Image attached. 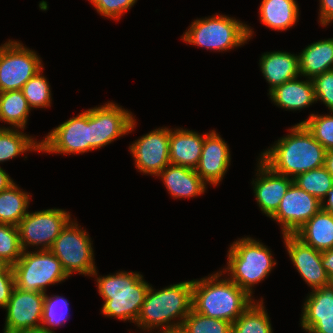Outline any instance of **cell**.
Here are the masks:
<instances>
[{"label": "cell", "instance_id": "1", "mask_svg": "<svg viewBox=\"0 0 333 333\" xmlns=\"http://www.w3.org/2000/svg\"><path fill=\"white\" fill-rule=\"evenodd\" d=\"M289 128V134L279 138L260 159L276 173L294 179L299 174L324 166L325 148L303 123Z\"/></svg>", "mask_w": 333, "mask_h": 333}, {"label": "cell", "instance_id": "2", "mask_svg": "<svg viewBox=\"0 0 333 333\" xmlns=\"http://www.w3.org/2000/svg\"><path fill=\"white\" fill-rule=\"evenodd\" d=\"M221 271L192 280V308L207 317L233 323L254 301ZM221 278V279H220Z\"/></svg>", "mask_w": 333, "mask_h": 333}, {"label": "cell", "instance_id": "3", "mask_svg": "<svg viewBox=\"0 0 333 333\" xmlns=\"http://www.w3.org/2000/svg\"><path fill=\"white\" fill-rule=\"evenodd\" d=\"M97 274L95 270L91 276H96L99 295L104 299L101 313L136 323L150 284L139 272L120 271L99 277Z\"/></svg>", "mask_w": 333, "mask_h": 333}, {"label": "cell", "instance_id": "4", "mask_svg": "<svg viewBox=\"0 0 333 333\" xmlns=\"http://www.w3.org/2000/svg\"><path fill=\"white\" fill-rule=\"evenodd\" d=\"M155 290L150 285L135 325L145 332L182 326L192 310V280Z\"/></svg>", "mask_w": 333, "mask_h": 333}, {"label": "cell", "instance_id": "5", "mask_svg": "<svg viewBox=\"0 0 333 333\" xmlns=\"http://www.w3.org/2000/svg\"><path fill=\"white\" fill-rule=\"evenodd\" d=\"M271 250L259 240L242 237L230 245L227 266L221 270L228 278L253 298V288L271 273L277 262Z\"/></svg>", "mask_w": 333, "mask_h": 333}, {"label": "cell", "instance_id": "6", "mask_svg": "<svg viewBox=\"0 0 333 333\" xmlns=\"http://www.w3.org/2000/svg\"><path fill=\"white\" fill-rule=\"evenodd\" d=\"M252 30L244 22L216 13L194 20L182 40L192 46L223 52L247 43L253 36Z\"/></svg>", "mask_w": 333, "mask_h": 333}, {"label": "cell", "instance_id": "7", "mask_svg": "<svg viewBox=\"0 0 333 333\" xmlns=\"http://www.w3.org/2000/svg\"><path fill=\"white\" fill-rule=\"evenodd\" d=\"M15 287L20 290L46 293L49 285L61 283L68 275L61 262L50 250L23 251L12 266Z\"/></svg>", "mask_w": 333, "mask_h": 333}, {"label": "cell", "instance_id": "8", "mask_svg": "<svg viewBox=\"0 0 333 333\" xmlns=\"http://www.w3.org/2000/svg\"><path fill=\"white\" fill-rule=\"evenodd\" d=\"M89 236L77 221L71 219L50 248L69 277L73 272L91 276L96 270L93 244Z\"/></svg>", "mask_w": 333, "mask_h": 333}, {"label": "cell", "instance_id": "9", "mask_svg": "<svg viewBox=\"0 0 333 333\" xmlns=\"http://www.w3.org/2000/svg\"><path fill=\"white\" fill-rule=\"evenodd\" d=\"M43 67L35 51L9 39L0 45V92L22 90L23 85Z\"/></svg>", "mask_w": 333, "mask_h": 333}, {"label": "cell", "instance_id": "10", "mask_svg": "<svg viewBox=\"0 0 333 333\" xmlns=\"http://www.w3.org/2000/svg\"><path fill=\"white\" fill-rule=\"evenodd\" d=\"M70 220L71 214L59 208L28 212L17 226L22 250H28L30 245L50 250Z\"/></svg>", "mask_w": 333, "mask_h": 333}, {"label": "cell", "instance_id": "11", "mask_svg": "<svg viewBox=\"0 0 333 333\" xmlns=\"http://www.w3.org/2000/svg\"><path fill=\"white\" fill-rule=\"evenodd\" d=\"M136 119L133 113L117 103L90 108L91 151L96 150L134 130Z\"/></svg>", "mask_w": 333, "mask_h": 333}, {"label": "cell", "instance_id": "12", "mask_svg": "<svg viewBox=\"0 0 333 333\" xmlns=\"http://www.w3.org/2000/svg\"><path fill=\"white\" fill-rule=\"evenodd\" d=\"M91 151L90 109L52 129L40 140V152L83 154Z\"/></svg>", "mask_w": 333, "mask_h": 333}, {"label": "cell", "instance_id": "13", "mask_svg": "<svg viewBox=\"0 0 333 333\" xmlns=\"http://www.w3.org/2000/svg\"><path fill=\"white\" fill-rule=\"evenodd\" d=\"M322 208V202L299 188L294 182L281 199L277 211L270 217L279 223L282 235L294 234Z\"/></svg>", "mask_w": 333, "mask_h": 333}, {"label": "cell", "instance_id": "14", "mask_svg": "<svg viewBox=\"0 0 333 333\" xmlns=\"http://www.w3.org/2000/svg\"><path fill=\"white\" fill-rule=\"evenodd\" d=\"M170 128L161 127L142 135L129 146L137 170L157 176L169 160Z\"/></svg>", "mask_w": 333, "mask_h": 333}, {"label": "cell", "instance_id": "15", "mask_svg": "<svg viewBox=\"0 0 333 333\" xmlns=\"http://www.w3.org/2000/svg\"><path fill=\"white\" fill-rule=\"evenodd\" d=\"M45 293L30 292L14 287L6 307L3 333L41 329Z\"/></svg>", "mask_w": 333, "mask_h": 333}, {"label": "cell", "instance_id": "16", "mask_svg": "<svg viewBox=\"0 0 333 333\" xmlns=\"http://www.w3.org/2000/svg\"><path fill=\"white\" fill-rule=\"evenodd\" d=\"M283 238L290 260L312 290L331 283L321 263V251L303 243L294 234H285Z\"/></svg>", "mask_w": 333, "mask_h": 333}, {"label": "cell", "instance_id": "17", "mask_svg": "<svg viewBox=\"0 0 333 333\" xmlns=\"http://www.w3.org/2000/svg\"><path fill=\"white\" fill-rule=\"evenodd\" d=\"M257 168L255 175L257 178L251 182L253 193L262 213L270 218L277 211L281 199L293 183V179L276 173L260 158Z\"/></svg>", "mask_w": 333, "mask_h": 333}, {"label": "cell", "instance_id": "18", "mask_svg": "<svg viewBox=\"0 0 333 333\" xmlns=\"http://www.w3.org/2000/svg\"><path fill=\"white\" fill-rule=\"evenodd\" d=\"M230 149L223 138L210 130L204 137L203 149L196 173L206 184L218 185L224 178L231 162Z\"/></svg>", "mask_w": 333, "mask_h": 333}, {"label": "cell", "instance_id": "19", "mask_svg": "<svg viewBox=\"0 0 333 333\" xmlns=\"http://www.w3.org/2000/svg\"><path fill=\"white\" fill-rule=\"evenodd\" d=\"M311 291L302 308V329L333 333V283Z\"/></svg>", "mask_w": 333, "mask_h": 333}, {"label": "cell", "instance_id": "20", "mask_svg": "<svg viewBox=\"0 0 333 333\" xmlns=\"http://www.w3.org/2000/svg\"><path fill=\"white\" fill-rule=\"evenodd\" d=\"M192 130L170 129L169 160L171 164L196 169L199 164L204 137Z\"/></svg>", "mask_w": 333, "mask_h": 333}, {"label": "cell", "instance_id": "21", "mask_svg": "<svg viewBox=\"0 0 333 333\" xmlns=\"http://www.w3.org/2000/svg\"><path fill=\"white\" fill-rule=\"evenodd\" d=\"M173 198H195L205 193L206 183L195 169L169 164L158 175Z\"/></svg>", "mask_w": 333, "mask_h": 333}, {"label": "cell", "instance_id": "22", "mask_svg": "<svg viewBox=\"0 0 333 333\" xmlns=\"http://www.w3.org/2000/svg\"><path fill=\"white\" fill-rule=\"evenodd\" d=\"M260 71L268 82L269 92L283 83L300 77L299 56L285 51L262 54Z\"/></svg>", "mask_w": 333, "mask_h": 333}, {"label": "cell", "instance_id": "23", "mask_svg": "<svg viewBox=\"0 0 333 333\" xmlns=\"http://www.w3.org/2000/svg\"><path fill=\"white\" fill-rule=\"evenodd\" d=\"M268 95L271 101L285 110H300L316 102L314 83L312 79L287 81L275 87Z\"/></svg>", "mask_w": 333, "mask_h": 333}, {"label": "cell", "instance_id": "24", "mask_svg": "<svg viewBox=\"0 0 333 333\" xmlns=\"http://www.w3.org/2000/svg\"><path fill=\"white\" fill-rule=\"evenodd\" d=\"M294 235L318 251L333 249V214L321 208Z\"/></svg>", "mask_w": 333, "mask_h": 333}, {"label": "cell", "instance_id": "25", "mask_svg": "<svg viewBox=\"0 0 333 333\" xmlns=\"http://www.w3.org/2000/svg\"><path fill=\"white\" fill-rule=\"evenodd\" d=\"M298 56L302 77L313 79L319 74L333 70V38L311 43Z\"/></svg>", "mask_w": 333, "mask_h": 333}, {"label": "cell", "instance_id": "26", "mask_svg": "<svg viewBox=\"0 0 333 333\" xmlns=\"http://www.w3.org/2000/svg\"><path fill=\"white\" fill-rule=\"evenodd\" d=\"M299 6L296 0H262L259 19L271 30L285 31L298 22Z\"/></svg>", "mask_w": 333, "mask_h": 333}, {"label": "cell", "instance_id": "27", "mask_svg": "<svg viewBox=\"0 0 333 333\" xmlns=\"http://www.w3.org/2000/svg\"><path fill=\"white\" fill-rule=\"evenodd\" d=\"M30 196L31 194L24 192L15 183L0 192V223L18 226L28 213Z\"/></svg>", "mask_w": 333, "mask_h": 333}, {"label": "cell", "instance_id": "28", "mask_svg": "<svg viewBox=\"0 0 333 333\" xmlns=\"http://www.w3.org/2000/svg\"><path fill=\"white\" fill-rule=\"evenodd\" d=\"M30 111L22 90L0 92V121L9 124V128H20L23 131Z\"/></svg>", "mask_w": 333, "mask_h": 333}, {"label": "cell", "instance_id": "29", "mask_svg": "<svg viewBox=\"0 0 333 333\" xmlns=\"http://www.w3.org/2000/svg\"><path fill=\"white\" fill-rule=\"evenodd\" d=\"M28 151L40 152V141L20 132V128L0 126V163L15 158Z\"/></svg>", "mask_w": 333, "mask_h": 333}, {"label": "cell", "instance_id": "30", "mask_svg": "<svg viewBox=\"0 0 333 333\" xmlns=\"http://www.w3.org/2000/svg\"><path fill=\"white\" fill-rule=\"evenodd\" d=\"M263 300L257 299L232 323V333H273Z\"/></svg>", "mask_w": 333, "mask_h": 333}, {"label": "cell", "instance_id": "31", "mask_svg": "<svg viewBox=\"0 0 333 333\" xmlns=\"http://www.w3.org/2000/svg\"><path fill=\"white\" fill-rule=\"evenodd\" d=\"M293 182L299 188L315 196L322 202L332 188L333 176L323 166L299 174L293 179Z\"/></svg>", "mask_w": 333, "mask_h": 333}, {"label": "cell", "instance_id": "32", "mask_svg": "<svg viewBox=\"0 0 333 333\" xmlns=\"http://www.w3.org/2000/svg\"><path fill=\"white\" fill-rule=\"evenodd\" d=\"M68 313L69 302L66 298L45 293L41 329L55 333V327L62 326L67 321Z\"/></svg>", "mask_w": 333, "mask_h": 333}, {"label": "cell", "instance_id": "33", "mask_svg": "<svg viewBox=\"0 0 333 333\" xmlns=\"http://www.w3.org/2000/svg\"><path fill=\"white\" fill-rule=\"evenodd\" d=\"M43 69L44 67L30 78L22 88L24 97L31 109H44L51 106V88L47 78L42 73Z\"/></svg>", "mask_w": 333, "mask_h": 333}, {"label": "cell", "instance_id": "34", "mask_svg": "<svg viewBox=\"0 0 333 333\" xmlns=\"http://www.w3.org/2000/svg\"><path fill=\"white\" fill-rule=\"evenodd\" d=\"M182 326L188 333H232V323L207 317L193 308L184 319Z\"/></svg>", "mask_w": 333, "mask_h": 333}, {"label": "cell", "instance_id": "35", "mask_svg": "<svg viewBox=\"0 0 333 333\" xmlns=\"http://www.w3.org/2000/svg\"><path fill=\"white\" fill-rule=\"evenodd\" d=\"M299 123L305 125L326 151L333 150V112H330V115L312 113Z\"/></svg>", "mask_w": 333, "mask_h": 333}, {"label": "cell", "instance_id": "36", "mask_svg": "<svg viewBox=\"0 0 333 333\" xmlns=\"http://www.w3.org/2000/svg\"><path fill=\"white\" fill-rule=\"evenodd\" d=\"M22 253L18 227L0 223V256L13 266Z\"/></svg>", "mask_w": 333, "mask_h": 333}, {"label": "cell", "instance_id": "37", "mask_svg": "<svg viewBox=\"0 0 333 333\" xmlns=\"http://www.w3.org/2000/svg\"><path fill=\"white\" fill-rule=\"evenodd\" d=\"M97 13L101 16L119 20L125 12L129 11L137 0H89Z\"/></svg>", "mask_w": 333, "mask_h": 333}, {"label": "cell", "instance_id": "38", "mask_svg": "<svg viewBox=\"0 0 333 333\" xmlns=\"http://www.w3.org/2000/svg\"><path fill=\"white\" fill-rule=\"evenodd\" d=\"M312 81L316 103L323 102L330 112H333V70L315 76Z\"/></svg>", "mask_w": 333, "mask_h": 333}, {"label": "cell", "instance_id": "39", "mask_svg": "<svg viewBox=\"0 0 333 333\" xmlns=\"http://www.w3.org/2000/svg\"><path fill=\"white\" fill-rule=\"evenodd\" d=\"M15 287V278L12 266L0 271V307L5 308Z\"/></svg>", "mask_w": 333, "mask_h": 333}, {"label": "cell", "instance_id": "40", "mask_svg": "<svg viewBox=\"0 0 333 333\" xmlns=\"http://www.w3.org/2000/svg\"><path fill=\"white\" fill-rule=\"evenodd\" d=\"M319 20L322 26L333 23V0H319Z\"/></svg>", "mask_w": 333, "mask_h": 333}, {"label": "cell", "instance_id": "41", "mask_svg": "<svg viewBox=\"0 0 333 333\" xmlns=\"http://www.w3.org/2000/svg\"><path fill=\"white\" fill-rule=\"evenodd\" d=\"M321 263L330 282L333 283V249L322 251Z\"/></svg>", "mask_w": 333, "mask_h": 333}, {"label": "cell", "instance_id": "42", "mask_svg": "<svg viewBox=\"0 0 333 333\" xmlns=\"http://www.w3.org/2000/svg\"><path fill=\"white\" fill-rule=\"evenodd\" d=\"M14 183L9 174L0 167V192L8 189Z\"/></svg>", "mask_w": 333, "mask_h": 333}, {"label": "cell", "instance_id": "43", "mask_svg": "<svg viewBox=\"0 0 333 333\" xmlns=\"http://www.w3.org/2000/svg\"><path fill=\"white\" fill-rule=\"evenodd\" d=\"M322 209L333 214V185L330 191L328 192L327 196L322 201Z\"/></svg>", "mask_w": 333, "mask_h": 333}, {"label": "cell", "instance_id": "44", "mask_svg": "<svg viewBox=\"0 0 333 333\" xmlns=\"http://www.w3.org/2000/svg\"><path fill=\"white\" fill-rule=\"evenodd\" d=\"M324 167L333 176V150L327 151Z\"/></svg>", "mask_w": 333, "mask_h": 333}, {"label": "cell", "instance_id": "45", "mask_svg": "<svg viewBox=\"0 0 333 333\" xmlns=\"http://www.w3.org/2000/svg\"><path fill=\"white\" fill-rule=\"evenodd\" d=\"M160 333H188L183 326L173 327L163 331H158Z\"/></svg>", "mask_w": 333, "mask_h": 333}, {"label": "cell", "instance_id": "46", "mask_svg": "<svg viewBox=\"0 0 333 333\" xmlns=\"http://www.w3.org/2000/svg\"><path fill=\"white\" fill-rule=\"evenodd\" d=\"M15 333H50V332L43 329H34V330H22Z\"/></svg>", "mask_w": 333, "mask_h": 333}, {"label": "cell", "instance_id": "47", "mask_svg": "<svg viewBox=\"0 0 333 333\" xmlns=\"http://www.w3.org/2000/svg\"><path fill=\"white\" fill-rule=\"evenodd\" d=\"M8 266L9 264L0 256V271H4Z\"/></svg>", "mask_w": 333, "mask_h": 333}, {"label": "cell", "instance_id": "48", "mask_svg": "<svg viewBox=\"0 0 333 333\" xmlns=\"http://www.w3.org/2000/svg\"><path fill=\"white\" fill-rule=\"evenodd\" d=\"M303 330L306 331L307 333H316V332H314V331H312L310 329H303Z\"/></svg>", "mask_w": 333, "mask_h": 333}]
</instances>
